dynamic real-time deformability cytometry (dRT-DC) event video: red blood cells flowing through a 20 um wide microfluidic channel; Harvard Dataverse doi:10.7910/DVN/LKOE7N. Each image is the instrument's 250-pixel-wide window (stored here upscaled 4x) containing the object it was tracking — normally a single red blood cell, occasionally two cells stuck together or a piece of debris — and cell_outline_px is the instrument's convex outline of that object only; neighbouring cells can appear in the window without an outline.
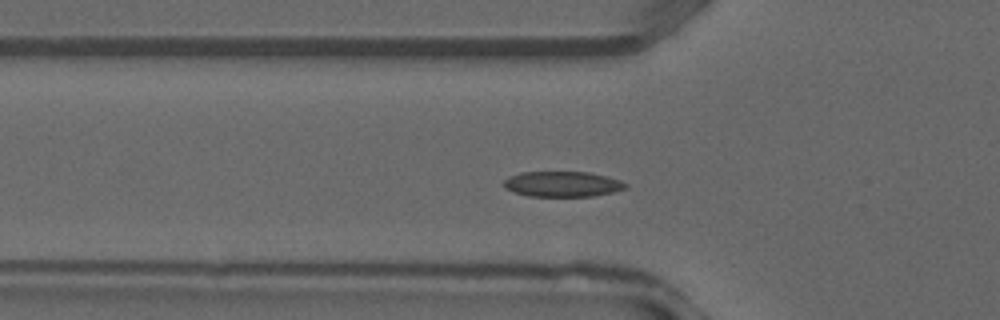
{"species": "common noctule bat (a hibernating species)", "species_latin": "Nyctalus noctula", "temperature_condition": "warm", "stored_images_in_passage": 36, "camera_frame_rate_fps": 3000, "um_per_image_px": 0.085, "animal": {"sex": "male", "forearm_length_mm": 52.5}, "frame": {"image": 1, "passage_image": 10, "time_ms": 3.0, "image_size_px": [1000, 320], "cell_outline_px": [[628, 188], [612, 192], [592, 196], [528, 196], [512, 192], [504, 188], [504, 180], [508, 176], [520, 172], [588, 172], [608, 176], [620, 180], [628, 184]], "centroid_in_image_um": [47.8, 15.64], "position_along_channel_um": 78.0, "area_um2": 18.21}}
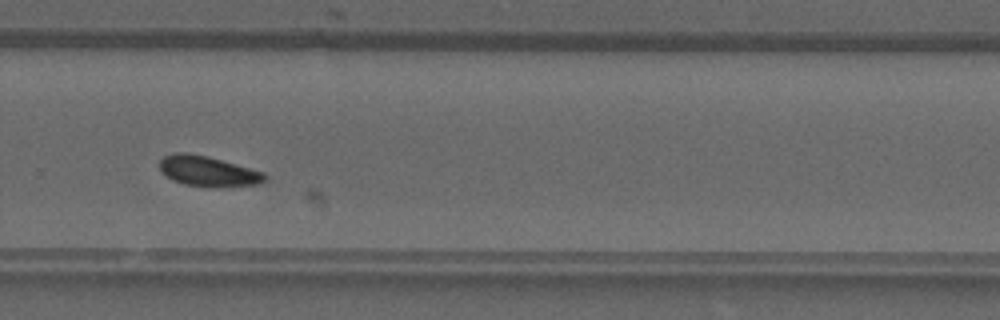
{"frame": {"image": 2, "passage_image": 23, "time_ms": 7.333, "image_size_px": [1000, 320], "cell_outline_px": [[268, 176], [260, 184], [208, 188], [184, 184], [172, 180], [164, 176], [160, 168], [160, 160], [164, 156], [176, 152], [184, 152], [208, 156], [264, 172]], "centroid_in_image_um": [17.67, 14.56], "position_along_channel_um": 312.1, "area_um2": 18.79}}
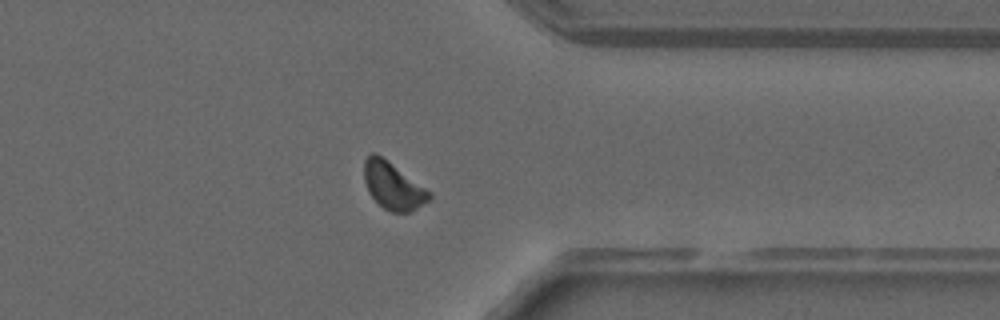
{"frame": {"image": 3, "passage_image": 27, "time_ms": 8.667, "image_size_px": [1000, 320], "cell_outline_px": [[432, 200], [408, 212], [392, 212], [384, 208], [368, 192], [364, 180], [364, 160], [372, 152], [376, 152], [432, 192]], "centroid_in_image_um": [33.42, 15.78], "position_along_channel_um": 378.0, "area_um2": 17.86}}